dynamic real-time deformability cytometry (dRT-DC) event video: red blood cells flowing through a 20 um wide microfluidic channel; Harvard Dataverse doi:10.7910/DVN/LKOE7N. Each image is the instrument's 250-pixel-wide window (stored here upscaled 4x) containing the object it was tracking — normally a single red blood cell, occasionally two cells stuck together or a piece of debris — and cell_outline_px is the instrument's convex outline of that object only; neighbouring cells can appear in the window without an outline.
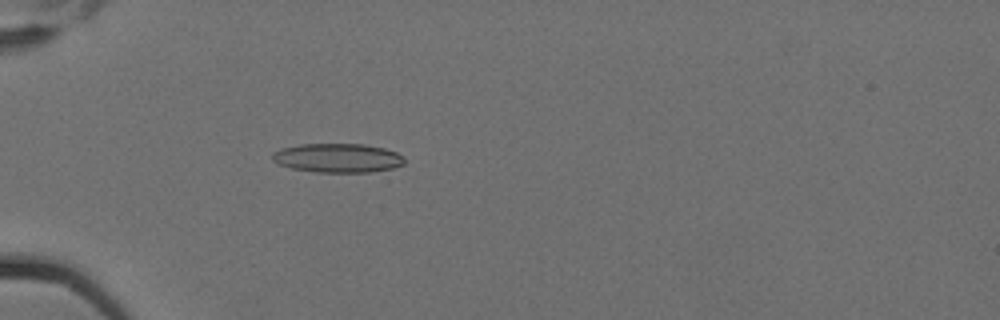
{"species": "Egyptian fruit bat (a non-hibernating species)", "species_latin": "Rousettus aegyptiacus", "temperature_condition": "cold", "stored_images_in_passage": 4, "camera_frame_rate_fps": 3000, "um_per_image_px": 0.085, "animal": {"sex": "female"}, "frame": {"image": 1, "passage_image": 4, "time_ms": 1.0, "image_size_px": [1000, 320], "cell_outline_px": [[404, 164], [392, 168], [372, 172], [316, 172], [292, 168], [280, 164], [272, 160], [272, 152], [280, 148], [300, 144], [364, 144], [384, 148], [396, 152], [404, 156]], "centroid_in_image_um": [28.7, 13.42], "position_along_channel_um": 56.3, "area_um2": 22.43}}